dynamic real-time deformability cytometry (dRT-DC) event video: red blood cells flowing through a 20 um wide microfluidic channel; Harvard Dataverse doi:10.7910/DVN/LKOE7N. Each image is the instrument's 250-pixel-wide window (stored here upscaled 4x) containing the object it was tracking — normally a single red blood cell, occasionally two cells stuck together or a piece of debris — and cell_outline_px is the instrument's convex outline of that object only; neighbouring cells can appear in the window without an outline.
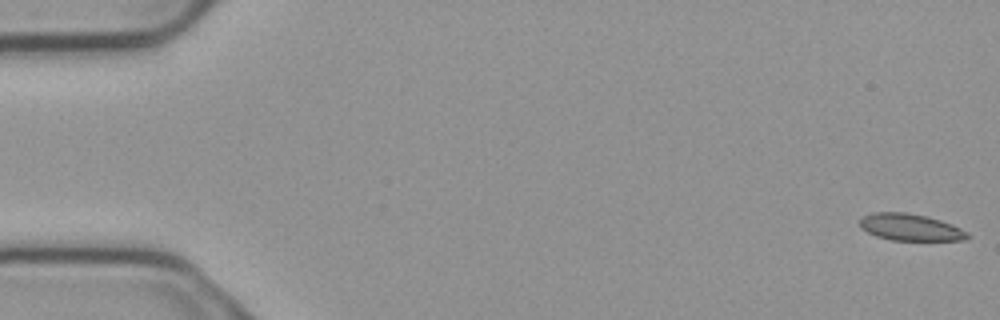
{"species": "common noctule bat (a hibernating species)", "species_latin": "Nyctalus noctula", "temperature_condition": "cold", "stored_images_in_passage": 5, "camera_frame_rate_fps": 3000, "um_per_image_px": 0.085, "animal": {"sex": "male", "body_mass_g": 23.1, "forearm_length_mm": 52.7}, "frame": {"image": 1, "passage_image": 1, "time_ms": 0.0, "image_size_px": [1000, 320], "cell_outline_px": [[972, 236], [964, 240], [892, 240], [876, 236], [860, 228], [860, 220], [864, 216], [872, 212], [908, 212], [928, 216], [952, 224], [968, 232]], "centroid_in_image_um": [77.4, 19.31], "position_along_channel_um": 7.6, "area_um2": 16.94}}
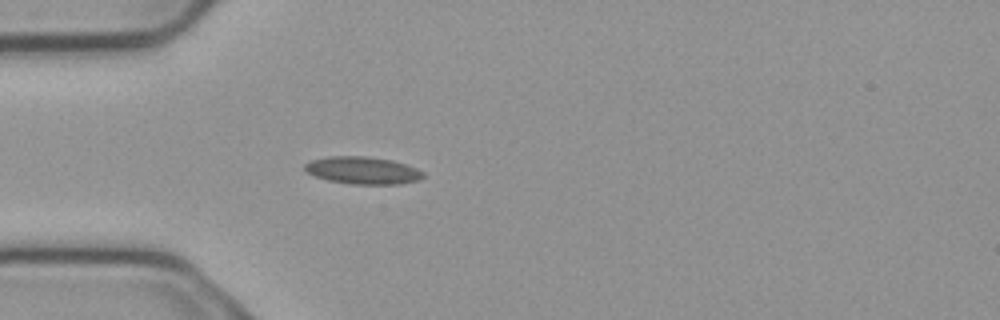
{"frame": {"image": 2, "passage_image": 5, "time_ms": 1.333, "image_size_px": [1000, 320], "cell_outline_px": [[424, 176], [420, 180], [400, 184], [352, 184], [328, 180], [316, 176], [308, 172], [304, 168], [304, 164], [312, 160], [328, 156], [368, 156], [392, 160], [416, 168], [424, 172]], "centroid_in_image_um": [30.85, 14.48], "position_along_channel_um": 54.1, "area_um2": 18.84}}